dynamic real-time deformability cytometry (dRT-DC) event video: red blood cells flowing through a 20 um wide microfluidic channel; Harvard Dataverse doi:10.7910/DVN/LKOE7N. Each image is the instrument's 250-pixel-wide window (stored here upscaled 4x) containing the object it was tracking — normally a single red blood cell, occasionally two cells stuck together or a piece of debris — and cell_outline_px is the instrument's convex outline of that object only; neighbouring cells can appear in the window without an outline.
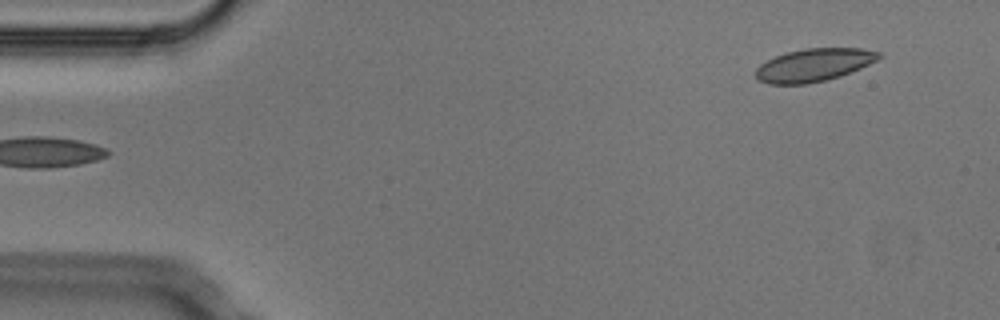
{"species": "Egyptian fruit bat (a non-hibernating species)", "species_latin": "Rousettus aegyptiacus", "temperature_condition": "cold", "stored_images_in_passage": 4, "segment_of_instrument_passage": [2, 2], "camera_frame_rate_fps": 3000, "um_per_image_px": 0.085, "animal": {"sex": "male"}, "frame": {"image": 1, "passage_image": 4, "time_ms": 1.0, "image_size_px": [1000, 320], "cell_outline_px": [[884, 56], [880, 60], [840, 76], [828, 80], [808, 84], [768, 84], [756, 80], [756, 68], [760, 64], [776, 56], [788, 52], [804, 48], [860, 48], [880, 52]], "centroid_in_image_um": [69.2, 5.53], "position_along_channel_um": 15.8, "area_um2": 23.81}}